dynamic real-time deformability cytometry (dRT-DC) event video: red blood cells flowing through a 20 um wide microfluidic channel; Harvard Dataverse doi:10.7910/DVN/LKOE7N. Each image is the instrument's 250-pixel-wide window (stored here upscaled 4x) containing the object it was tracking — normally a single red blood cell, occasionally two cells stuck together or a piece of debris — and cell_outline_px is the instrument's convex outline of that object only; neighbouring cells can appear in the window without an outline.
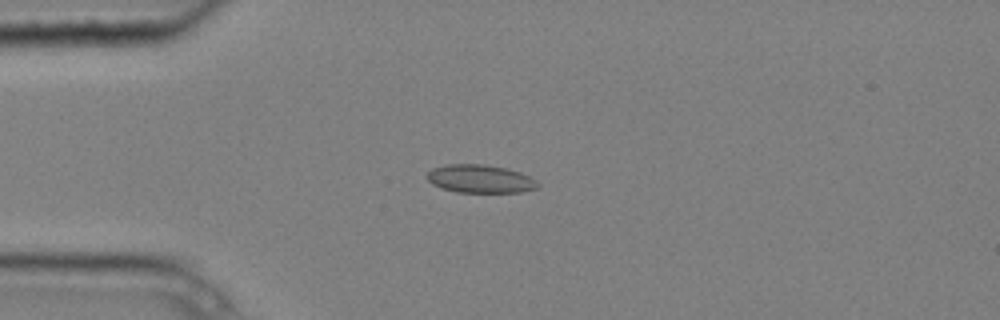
{"species": "common noctule bat (a hibernating species)", "species_latin": "Nyctalus noctula", "temperature_condition": "cold", "stored_images_in_passage": 6, "camera_frame_rate_fps": 3000, "um_per_image_px": 0.085, "animal": {"sex": "male", "body_mass_g": 20.4}, "frame": {"image": 1, "passage_image": 4, "time_ms": 1.0, "image_size_px": [1000, 320], "cell_outline_px": [[540, 188], [520, 192], [456, 192], [432, 184], [428, 180], [428, 172], [432, 168], [444, 164], [484, 164], [508, 168], [520, 172], [536, 180], [540, 184]], "centroid_in_image_um": [40.85, 15.19], "position_along_channel_um": 44.1, "area_um2": 18.26}}
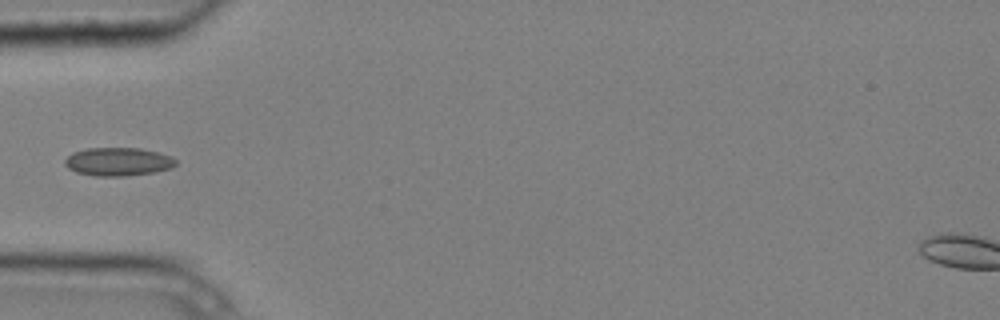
{"frame": {"image": 2, "passage_image": 5, "time_ms": 1.333, "image_size_px": [1000, 320], "cell_outline_px": [[176, 164], [172, 168], [156, 172], [128, 176], [92, 176], [76, 172], [68, 168], [64, 164], [64, 160], [72, 152], [88, 148], [140, 148], [160, 152], [172, 156], [176, 160]], "centroid_in_image_um": [10.06, 13.75], "position_along_channel_um": 74.9, "area_um2": 18.61}}
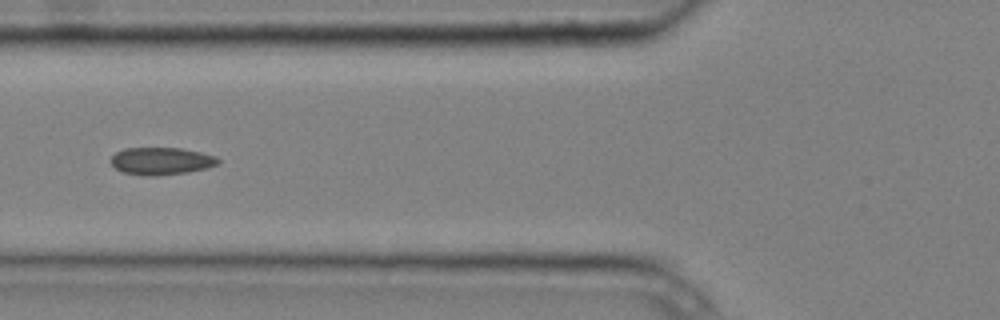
{"frame": {"image": 3, "passage_image": 6, "time_ms": 1.667, "image_size_px": [1000, 320], "cell_outline_px": [[220, 164], [208, 168], [188, 172], [156, 176], [148, 176], [124, 172], [116, 168], [112, 164], [112, 156], [116, 152], [124, 148], [180, 148], [200, 152], [216, 156], [220, 160]], "centroid_in_image_um": [13.76, 13.69], "position_along_channel_um": 112.0, "area_um2": 17.11}}